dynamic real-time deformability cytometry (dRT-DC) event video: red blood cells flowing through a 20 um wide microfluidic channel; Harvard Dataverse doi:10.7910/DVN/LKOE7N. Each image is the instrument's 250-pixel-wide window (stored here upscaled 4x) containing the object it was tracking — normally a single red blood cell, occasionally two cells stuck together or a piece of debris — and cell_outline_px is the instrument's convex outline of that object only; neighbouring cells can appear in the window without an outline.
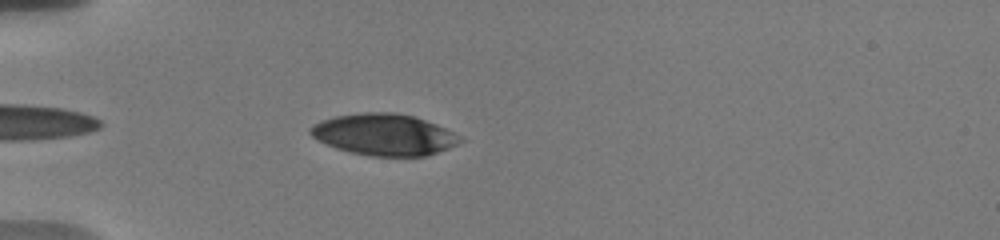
{"species": "human", "species_latin": "Homo sapiens", "temperature_condition": "warm", "stored_images_in_passage": 39, "camera_frame_rate_fps": 3000, "um_per_image_px": 0.085, "donor": {"sex": "male"}, "frame": {"image": 1, "passage_image": 4, "time_ms": 1.0, "image_size_px": [1000, 240], "cell_outline_px": [[464, 140], [448, 148], [428, 156], [372, 156], [352, 152], [336, 148], [316, 140], [308, 132], [308, 128], [312, 124], [320, 120], [336, 116], [364, 112], [396, 112], [412, 116], [436, 124], [460, 136]], "centroid_in_image_um": [32.61, 11.44], "position_along_channel_um": 52.4, "area_um2": 36.18}}
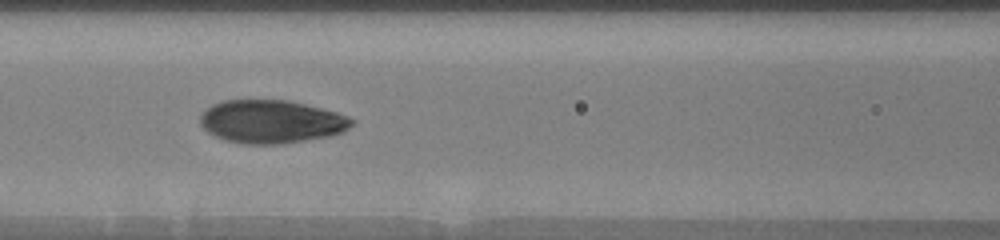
{"frame": {"image": 2, "passage_image": 13, "time_ms": 4.0, "image_size_px": [1000, 240], "cell_outline_px": [[356, 124], [332, 136], [284, 144], [240, 144], [224, 140], [208, 132], [200, 124], [200, 116], [212, 104], [224, 100], [288, 100], [336, 112], [348, 116], [356, 120]], "centroid_in_image_um": [23.08, 10.35], "position_along_channel_um": 143.5, "area_um2": 38.32}}
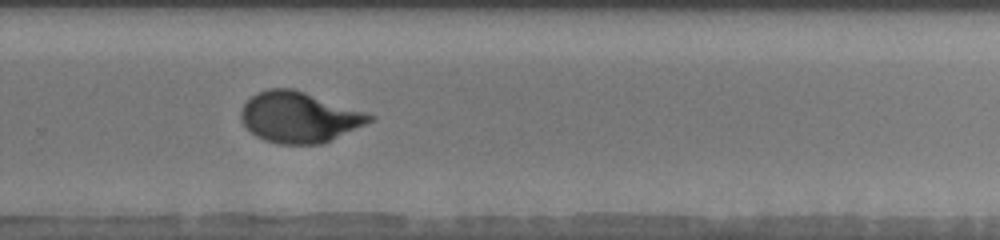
{"frame": {"image": 3, "passage_image": 26, "time_ms": 8.333, "image_size_px": [1000, 240], "cell_outline_px": [[376, 120], [320, 144], [280, 144], [264, 140], [256, 136], [244, 124], [240, 116], [240, 112], [244, 104], [256, 92], [268, 88], [292, 88], [376, 116]], "centroid_in_image_um": [25.41, 9.96], "position_along_channel_um": 304.4, "area_um2": 37.57}, "authors_computed_cell_mechanics": {"area_um2": 38.0324, "velocity_mm_per_s": 3.7243, "shape_relaxation_time_tau1_ms": 3.7869, "shape_relaxation_time_tau2_ms": 0.9245, "deformation_change_tau1": 0.1949, "deformation_change_tau2": 0.051}}